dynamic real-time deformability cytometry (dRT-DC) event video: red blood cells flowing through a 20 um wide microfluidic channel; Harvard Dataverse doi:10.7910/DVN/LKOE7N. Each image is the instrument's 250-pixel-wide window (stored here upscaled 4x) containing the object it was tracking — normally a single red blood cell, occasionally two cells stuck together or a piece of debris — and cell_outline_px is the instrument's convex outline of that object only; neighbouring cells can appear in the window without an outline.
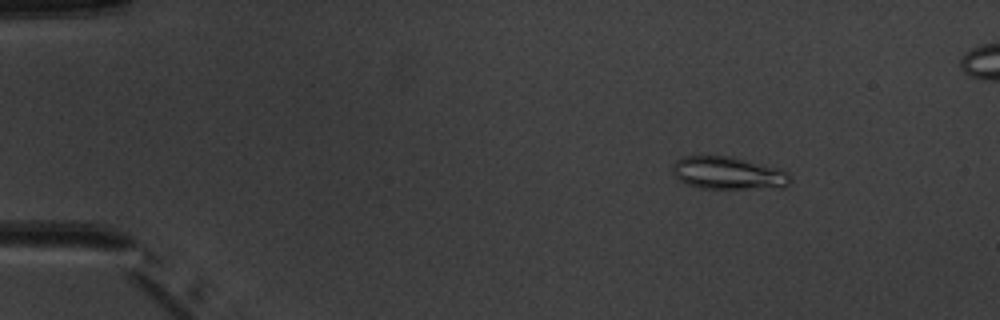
{"species": "common noctule bat (a hibernating species)", "species_latin": "Nyctalus noctula", "temperature_condition": "warm", "stored_images_in_passage": 5, "camera_frame_rate_fps": 3000, "um_per_image_px": 0.085, "animal": {"sex": "male", "body_mass_g": 20.1, "forearm_length_mm": 53.5}, "frame": {"image": 1, "passage_image": 3, "time_ms": 2.333, "image_size_px": [1000, 320], "cell_outline_px": [[792, 180], [784, 188], [700, 188], [684, 184], [676, 176], [672, 168], [676, 160], [684, 156], [732, 156], [776, 168], [788, 172]], "centroid_in_image_um": [61.9, 14.72], "position_along_channel_um": 23.1, "area_um2": 22.31}}